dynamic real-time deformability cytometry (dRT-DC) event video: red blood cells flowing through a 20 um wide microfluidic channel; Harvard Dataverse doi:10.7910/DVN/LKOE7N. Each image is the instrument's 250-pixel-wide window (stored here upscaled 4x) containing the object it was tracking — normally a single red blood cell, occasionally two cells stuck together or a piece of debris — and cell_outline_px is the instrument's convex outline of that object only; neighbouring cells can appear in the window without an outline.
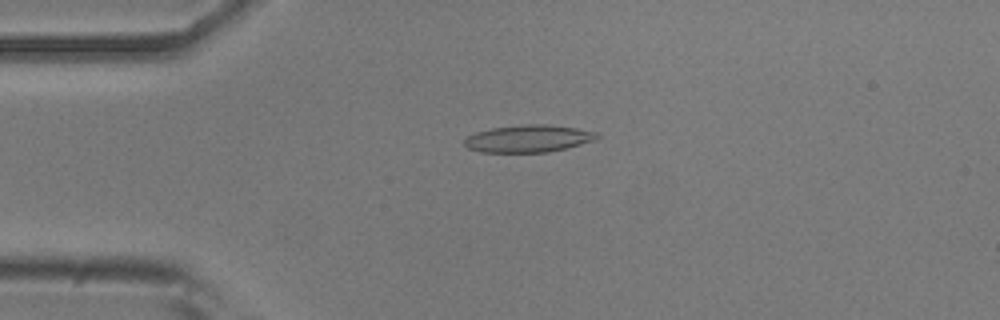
{"species": "common noctule bat (a hibernating species)", "species_latin": "Nyctalus noctula", "temperature_condition": "room temperature", "stored_images_in_passage": 53, "camera_frame_rate_fps": 3000, "um_per_image_px": 0.085, "animal": {"sex": "male", "body_mass_g": 20.5, "forearm_length_mm": 52.5}, "frame": {"image": 1, "passage_image": 12, "time_ms": 3.667, "image_size_px": [1000, 320], "cell_outline_px": [[600, 136], [596, 140], [548, 152], [480, 152], [468, 148], [464, 144], [464, 140], [468, 136], [476, 132], [492, 128], [524, 124], [544, 124], [576, 128], [596, 132]], "centroid_in_image_um": [44.9, 11.78], "position_along_channel_um": 40.1, "area_um2": 20.92}}
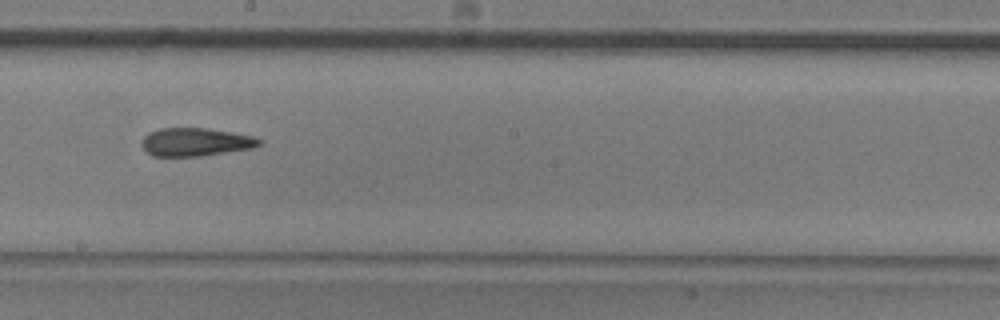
{"frame": {"image": 2, "passage_image": 29, "time_ms": 9.333, "image_size_px": [1000, 320], "cell_outline_px": [[260, 144], [252, 148], [200, 156], [152, 156], [144, 152], [140, 144], [144, 136], [148, 132], [160, 128], [208, 128], [232, 132], [252, 136], [260, 140]], "centroid_in_image_um": [16.54, 12.07], "position_along_channel_um": 231.7, "area_um2": 19.36}}
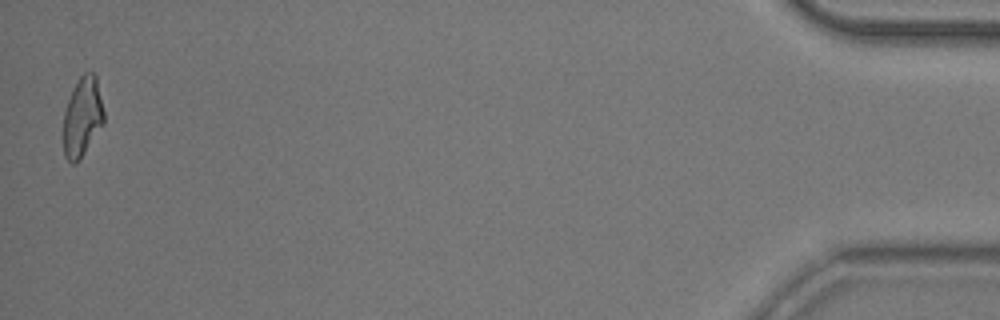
{"frame": {"image": 3, "passage_image": 52, "time_ms": 17.0, "image_size_px": [1000, 320], "cell_outline_px": [[104, 124], [80, 160], [76, 164], [72, 164], [64, 156], [64, 112], [68, 100], [80, 76], [84, 72], [92, 72], [96, 76], [104, 112]], "centroid_in_image_um": [7.02, 9.98], "position_along_channel_um": 428.2, "area_um2": 18.73}, "authors_computed_cell_mechanics": {"area_um2": 19.652, "velocity_mm_per_s": 3.7912, "shape_relaxation_time_tau1_ms": null, "shape_relaxation_time_tau2_ms": 3.5893, "deformation_change_tau1": null, "deformation_change_tau2": 0.1346}}